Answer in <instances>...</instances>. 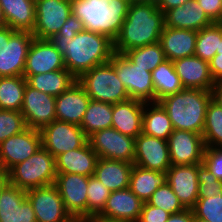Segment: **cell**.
Masks as SVG:
<instances>
[{
  "instance_id": "cell-59",
  "label": "cell",
  "mask_w": 222,
  "mask_h": 222,
  "mask_svg": "<svg viewBox=\"0 0 222 222\" xmlns=\"http://www.w3.org/2000/svg\"><path fill=\"white\" fill-rule=\"evenodd\" d=\"M68 222H80V219H77V218H72L70 221Z\"/></svg>"
},
{
  "instance_id": "cell-4",
  "label": "cell",
  "mask_w": 222,
  "mask_h": 222,
  "mask_svg": "<svg viewBox=\"0 0 222 222\" xmlns=\"http://www.w3.org/2000/svg\"><path fill=\"white\" fill-rule=\"evenodd\" d=\"M129 0H71V11L85 30L107 35L114 41L127 16Z\"/></svg>"
},
{
  "instance_id": "cell-18",
  "label": "cell",
  "mask_w": 222,
  "mask_h": 222,
  "mask_svg": "<svg viewBox=\"0 0 222 222\" xmlns=\"http://www.w3.org/2000/svg\"><path fill=\"white\" fill-rule=\"evenodd\" d=\"M66 69L63 56L49 39L33 38L28 49L23 76Z\"/></svg>"
},
{
  "instance_id": "cell-19",
  "label": "cell",
  "mask_w": 222,
  "mask_h": 222,
  "mask_svg": "<svg viewBox=\"0 0 222 222\" xmlns=\"http://www.w3.org/2000/svg\"><path fill=\"white\" fill-rule=\"evenodd\" d=\"M0 222H37L26 190L8 182L0 189Z\"/></svg>"
},
{
  "instance_id": "cell-56",
  "label": "cell",
  "mask_w": 222,
  "mask_h": 222,
  "mask_svg": "<svg viewBox=\"0 0 222 222\" xmlns=\"http://www.w3.org/2000/svg\"><path fill=\"white\" fill-rule=\"evenodd\" d=\"M5 26H6V21L4 19L2 8L0 6V28L5 27Z\"/></svg>"
},
{
  "instance_id": "cell-45",
  "label": "cell",
  "mask_w": 222,
  "mask_h": 222,
  "mask_svg": "<svg viewBox=\"0 0 222 222\" xmlns=\"http://www.w3.org/2000/svg\"><path fill=\"white\" fill-rule=\"evenodd\" d=\"M170 215L165 210L144 202L137 222H166Z\"/></svg>"
},
{
  "instance_id": "cell-40",
  "label": "cell",
  "mask_w": 222,
  "mask_h": 222,
  "mask_svg": "<svg viewBox=\"0 0 222 222\" xmlns=\"http://www.w3.org/2000/svg\"><path fill=\"white\" fill-rule=\"evenodd\" d=\"M194 216L207 222H222V194L212 197H198L192 208Z\"/></svg>"
},
{
  "instance_id": "cell-37",
  "label": "cell",
  "mask_w": 222,
  "mask_h": 222,
  "mask_svg": "<svg viewBox=\"0 0 222 222\" xmlns=\"http://www.w3.org/2000/svg\"><path fill=\"white\" fill-rule=\"evenodd\" d=\"M202 137L205 147H222V107L213 99L207 106Z\"/></svg>"
},
{
  "instance_id": "cell-35",
  "label": "cell",
  "mask_w": 222,
  "mask_h": 222,
  "mask_svg": "<svg viewBox=\"0 0 222 222\" xmlns=\"http://www.w3.org/2000/svg\"><path fill=\"white\" fill-rule=\"evenodd\" d=\"M26 84L23 76L0 77V109L21 111Z\"/></svg>"
},
{
  "instance_id": "cell-32",
  "label": "cell",
  "mask_w": 222,
  "mask_h": 222,
  "mask_svg": "<svg viewBox=\"0 0 222 222\" xmlns=\"http://www.w3.org/2000/svg\"><path fill=\"white\" fill-rule=\"evenodd\" d=\"M171 120L158 103H145L142 122V133L159 139L168 140L173 132Z\"/></svg>"
},
{
  "instance_id": "cell-17",
  "label": "cell",
  "mask_w": 222,
  "mask_h": 222,
  "mask_svg": "<svg viewBox=\"0 0 222 222\" xmlns=\"http://www.w3.org/2000/svg\"><path fill=\"white\" fill-rule=\"evenodd\" d=\"M134 165L145 169L167 172L171 167L168 140L139 134L135 138Z\"/></svg>"
},
{
  "instance_id": "cell-51",
  "label": "cell",
  "mask_w": 222,
  "mask_h": 222,
  "mask_svg": "<svg viewBox=\"0 0 222 222\" xmlns=\"http://www.w3.org/2000/svg\"><path fill=\"white\" fill-rule=\"evenodd\" d=\"M211 92L212 99L222 107V81L215 82Z\"/></svg>"
},
{
  "instance_id": "cell-9",
  "label": "cell",
  "mask_w": 222,
  "mask_h": 222,
  "mask_svg": "<svg viewBox=\"0 0 222 222\" xmlns=\"http://www.w3.org/2000/svg\"><path fill=\"white\" fill-rule=\"evenodd\" d=\"M42 147L54 157L82 147L88 140L80 125L54 120L40 130Z\"/></svg>"
},
{
  "instance_id": "cell-22",
  "label": "cell",
  "mask_w": 222,
  "mask_h": 222,
  "mask_svg": "<svg viewBox=\"0 0 222 222\" xmlns=\"http://www.w3.org/2000/svg\"><path fill=\"white\" fill-rule=\"evenodd\" d=\"M172 63L184 88L212 91L215 81L210 72L209 62L194 55Z\"/></svg>"
},
{
  "instance_id": "cell-6",
  "label": "cell",
  "mask_w": 222,
  "mask_h": 222,
  "mask_svg": "<svg viewBox=\"0 0 222 222\" xmlns=\"http://www.w3.org/2000/svg\"><path fill=\"white\" fill-rule=\"evenodd\" d=\"M77 82L83 87L91 100L116 104L130 99L110 61L83 73L77 79Z\"/></svg>"
},
{
  "instance_id": "cell-28",
  "label": "cell",
  "mask_w": 222,
  "mask_h": 222,
  "mask_svg": "<svg viewBox=\"0 0 222 222\" xmlns=\"http://www.w3.org/2000/svg\"><path fill=\"white\" fill-rule=\"evenodd\" d=\"M133 164L129 162L99 158L94 176L111 192L129 188Z\"/></svg>"
},
{
  "instance_id": "cell-5",
  "label": "cell",
  "mask_w": 222,
  "mask_h": 222,
  "mask_svg": "<svg viewBox=\"0 0 222 222\" xmlns=\"http://www.w3.org/2000/svg\"><path fill=\"white\" fill-rule=\"evenodd\" d=\"M57 176L55 157L41 147L25 161L7 171V182L20 189L52 185Z\"/></svg>"
},
{
  "instance_id": "cell-47",
  "label": "cell",
  "mask_w": 222,
  "mask_h": 222,
  "mask_svg": "<svg viewBox=\"0 0 222 222\" xmlns=\"http://www.w3.org/2000/svg\"><path fill=\"white\" fill-rule=\"evenodd\" d=\"M85 30L83 22L71 13L67 21L55 35H63L66 38H73L77 33Z\"/></svg>"
},
{
  "instance_id": "cell-14",
  "label": "cell",
  "mask_w": 222,
  "mask_h": 222,
  "mask_svg": "<svg viewBox=\"0 0 222 222\" xmlns=\"http://www.w3.org/2000/svg\"><path fill=\"white\" fill-rule=\"evenodd\" d=\"M88 176L57 173L54 185L64 202L65 209L72 218L87 217Z\"/></svg>"
},
{
  "instance_id": "cell-34",
  "label": "cell",
  "mask_w": 222,
  "mask_h": 222,
  "mask_svg": "<svg viewBox=\"0 0 222 222\" xmlns=\"http://www.w3.org/2000/svg\"><path fill=\"white\" fill-rule=\"evenodd\" d=\"M113 104L91 100L80 125L88 138L98 130L111 128Z\"/></svg>"
},
{
  "instance_id": "cell-12",
  "label": "cell",
  "mask_w": 222,
  "mask_h": 222,
  "mask_svg": "<svg viewBox=\"0 0 222 222\" xmlns=\"http://www.w3.org/2000/svg\"><path fill=\"white\" fill-rule=\"evenodd\" d=\"M42 147L40 130L27 127L0 143V165L8 171Z\"/></svg>"
},
{
  "instance_id": "cell-3",
  "label": "cell",
  "mask_w": 222,
  "mask_h": 222,
  "mask_svg": "<svg viewBox=\"0 0 222 222\" xmlns=\"http://www.w3.org/2000/svg\"><path fill=\"white\" fill-rule=\"evenodd\" d=\"M212 92L201 89L184 88L158 101L167 112L173 129L203 132L207 106Z\"/></svg>"
},
{
  "instance_id": "cell-10",
  "label": "cell",
  "mask_w": 222,
  "mask_h": 222,
  "mask_svg": "<svg viewBox=\"0 0 222 222\" xmlns=\"http://www.w3.org/2000/svg\"><path fill=\"white\" fill-rule=\"evenodd\" d=\"M71 0H35L34 38L50 39L71 15Z\"/></svg>"
},
{
  "instance_id": "cell-54",
  "label": "cell",
  "mask_w": 222,
  "mask_h": 222,
  "mask_svg": "<svg viewBox=\"0 0 222 222\" xmlns=\"http://www.w3.org/2000/svg\"><path fill=\"white\" fill-rule=\"evenodd\" d=\"M7 183V171L0 165V189Z\"/></svg>"
},
{
  "instance_id": "cell-1",
  "label": "cell",
  "mask_w": 222,
  "mask_h": 222,
  "mask_svg": "<svg viewBox=\"0 0 222 222\" xmlns=\"http://www.w3.org/2000/svg\"><path fill=\"white\" fill-rule=\"evenodd\" d=\"M49 40L63 56L65 68L76 79L93 67L109 62L114 53L112 39L88 30L73 38L54 35Z\"/></svg>"
},
{
  "instance_id": "cell-25",
  "label": "cell",
  "mask_w": 222,
  "mask_h": 222,
  "mask_svg": "<svg viewBox=\"0 0 222 222\" xmlns=\"http://www.w3.org/2000/svg\"><path fill=\"white\" fill-rule=\"evenodd\" d=\"M144 102L128 99L113 104L112 128L136 138L142 133Z\"/></svg>"
},
{
  "instance_id": "cell-50",
  "label": "cell",
  "mask_w": 222,
  "mask_h": 222,
  "mask_svg": "<svg viewBox=\"0 0 222 222\" xmlns=\"http://www.w3.org/2000/svg\"><path fill=\"white\" fill-rule=\"evenodd\" d=\"M188 1L191 0H158L156 5L157 8L160 9L165 14L168 10L183 5Z\"/></svg>"
},
{
  "instance_id": "cell-29",
  "label": "cell",
  "mask_w": 222,
  "mask_h": 222,
  "mask_svg": "<svg viewBox=\"0 0 222 222\" xmlns=\"http://www.w3.org/2000/svg\"><path fill=\"white\" fill-rule=\"evenodd\" d=\"M6 26L32 32L35 26V0H0Z\"/></svg>"
},
{
  "instance_id": "cell-48",
  "label": "cell",
  "mask_w": 222,
  "mask_h": 222,
  "mask_svg": "<svg viewBox=\"0 0 222 222\" xmlns=\"http://www.w3.org/2000/svg\"><path fill=\"white\" fill-rule=\"evenodd\" d=\"M209 67L214 81H222V54H216L209 61Z\"/></svg>"
},
{
  "instance_id": "cell-31",
  "label": "cell",
  "mask_w": 222,
  "mask_h": 222,
  "mask_svg": "<svg viewBox=\"0 0 222 222\" xmlns=\"http://www.w3.org/2000/svg\"><path fill=\"white\" fill-rule=\"evenodd\" d=\"M23 77L26 79L28 86L55 97L77 81L67 69Z\"/></svg>"
},
{
  "instance_id": "cell-57",
  "label": "cell",
  "mask_w": 222,
  "mask_h": 222,
  "mask_svg": "<svg viewBox=\"0 0 222 222\" xmlns=\"http://www.w3.org/2000/svg\"><path fill=\"white\" fill-rule=\"evenodd\" d=\"M216 54H222V39L219 40V46L216 49Z\"/></svg>"
},
{
  "instance_id": "cell-33",
  "label": "cell",
  "mask_w": 222,
  "mask_h": 222,
  "mask_svg": "<svg viewBox=\"0 0 222 222\" xmlns=\"http://www.w3.org/2000/svg\"><path fill=\"white\" fill-rule=\"evenodd\" d=\"M151 73L155 90V102L184 89L170 60H165L159 64Z\"/></svg>"
},
{
  "instance_id": "cell-42",
  "label": "cell",
  "mask_w": 222,
  "mask_h": 222,
  "mask_svg": "<svg viewBox=\"0 0 222 222\" xmlns=\"http://www.w3.org/2000/svg\"><path fill=\"white\" fill-rule=\"evenodd\" d=\"M27 128L20 111L0 109V143Z\"/></svg>"
},
{
  "instance_id": "cell-58",
  "label": "cell",
  "mask_w": 222,
  "mask_h": 222,
  "mask_svg": "<svg viewBox=\"0 0 222 222\" xmlns=\"http://www.w3.org/2000/svg\"><path fill=\"white\" fill-rule=\"evenodd\" d=\"M192 222H207V221L201 220V219L194 216Z\"/></svg>"
},
{
  "instance_id": "cell-53",
  "label": "cell",
  "mask_w": 222,
  "mask_h": 222,
  "mask_svg": "<svg viewBox=\"0 0 222 222\" xmlns=\"http://www.w3.org/2000/svg\"><path fill=\"white\" fill-rule=\"evenodd\" d=\"M15 31L8 26L0 28V55L4 49V39H9Z\"/></svg>"
},
{
  "instance_id": "cell-44",
  "label": "cell",
  "mask_w": 222,
  "mask_h": 222,
  "mask_svg": "<svg viewBox=\"0 0 222 222\" xmlns=\"http://www.w3.org/2000/svg\"><path fill=\"white\" fill-rule=\"evenodd\" d=\"M202 163L222 181V147H205Z\"/></svg>"
},
{
  "instance_id": "cell-46",
  "label": "cell",
  "mask_w": 222,
  "mask_h": 222,
  "mask_svg": "<svg viewBox=\"0 0 222 222\" xmlns=\"http://www.w3.org/2000/svg\"><path fill=\"white\" fill-rule=\"evenodd\" d=\"M208 18L215 23H222V0H197Z\"/></svg>"
},
{
  "instance_id": "cell-36",
  "label": "cell",
  "mask_w": 222,
  "mask_h": 222,
  "mask_svg": "<svg viewBox=\"0 0 222 222\" xmlns=\"http://www.w3.org/2000/svg\"><path fill=\"white\" fill-rule=\"evenodd\" d=\"M222 39V23L213 22L197 32L194 55L209 62L215 55Z\"/></svg>"
},
{
  "instance_id": "cell-49",
  "label": "cell",
  "mask_w": 222,
  "mask_h": 222,
  "mask_svg": "<svg viewBox=\"0 0 222 222\" xmlns=\"http://www.w3.org/2000/svg\"><path fill=\"white\" fill-rule=\"evenodd\" d=\"M193 217V210L186 208L178 213L171 214L166 222H192Z\"/></svg>"
},
{
  "instance_id": "cell-8",
  "label": "cell",
  "mask_w": 222,
  "mask_h": 222,
  "mask_svg": "<svg viewBox=\"0 0 222 222\" xmlns=\"http://www.w3.org/2000/svg\"><path fill=\"white\" fill-rule=\"evenodd\" d=\"M90 147L99 158L134 164L135 138L122 134L115 128L98 130L88 137Z\"/></svg>"
},
{
  "instance_id": "cell-43",
  "label": "cell",
  "mask_w": 222,
  "mask_h": 222,
  "mask_svg": "<svg viewBox=\"0 0 222 222\" xmlns=\"http://www.w3.org/2000/svg\"><path fill=\"white\" fill-rule=\"evenodd\" d=\"M198 174V197H212L222 194V181H219L207 168L202 164H197Z\"/></svg>"
},
{
  "instance_id": "cell-27",
  "label": "cell",
  "mask_w": 222,
  "mask_h": 222,
  "mask_svg": "<svg viewBox=\"0 0 222 222\" xmlns=\"http://www.w3.org/2000/svg\"><path fill=\"white\" fill-rule=\"evenodd\" d=\"M165 26L193 30L198 32L213 22L203 11L197 0H191L183 5L168 10L164 14Z\"/></svg>"
},
{
  "instance_id": "cell-39",
  "label": "cell",
  "mask_w": 222,
  "mask_h": 222,
  "mask_svg": "<svg viewBox=\"0 0 222 222\" xmlns=\"http://www.w3.org/2000/svg\"><path fill=\"white\" fill-rule=\"evenodd\" d=\"M110 190L94 175L89 176L87 187V216L99 214L106 205Z\"/></svg>"
},
{
  "instance_id": "cell-30",
  "label": "cell",
  "mask_w": 222,
  "mask_h": 222,
  "mask_svg": "<svg viewBox=\"0 0 222 222\" xmlns=\"http://www.w3.org/2000/svg\"><path fill=\"white\" fill-rule=\"evenodd\" d=\"M165 183H167L166 172L145 169L133 164L129 189L143 202H147L154 191Z\"/></svg>"
},
{
  "instance_id": "cell-26",
  "label": "cell",
  "mask_w": 222,
  "mask_h": 222,
  "mask_svg": "<svg viewBox=\"0 0 222 222\" xmlns=\"http://www.w3.org/2000/svg\"><path fill=\"white\" fill-rule=\"evenodd\" d=\"M197 32L164 26L159 43L167 60L194 56Z\"/></svg>"
},
{
  "instance_id": "cell-2",
  "label": "cell",
  "mask_w": 222,
  "mask_h": 222,
  "mask_svg": "<svg viewBox=\"0 0 222 222\" xmlns=\"http://www.w3.org/2000/svg\"><path fill=\"white\" fill-rule=\"evenodd\" d=\"M165 26L164 13L151 3H130L120 32L113 41L114 52L158 43Z\"/></svg>"
},
{
  "instance_id": "cell-15",
  "label": "cell",
  "mask_w": 222,
  "mask_h": 222,
  "mask_svg": "<svg viewBox=\"0 0 222 222\" xmlns=\"http://www.w3.org/2000/svg\"><path fill=\"white\" fill-rule=\"evenodd\" d=\"M168 146L171 165L202 164L205 144L201 134L174 129Z\"/></svg>"
},
{
  "instance_id": "cell-24",
  "label": "cell",
  "mask_w": 222,
  "mask_h": 222,
  "mask_svg": "<svg viewBox=\"0 0 222 222\" xmlns=\"http://www.w3.org/2000/svg\"><path fill=\"white\" fill-rule=\"evenodd\" d=\"M97 153L88 141L80 148L70 150L55 157L57 173L92 176L98 162Z\"/></svg>"
},
{
  "instance_id": "cell-21",
  "label": "cell",
  "mask_w": 222,
  "mask_h": 222,
  "mask_svg": "<svg viewBox=\"0 0 222 222\" xmlns=\"http://www.w3.org/2000/svg\"><path fill=\"white\" fill-rule=\"evenodd\" d=\"M90 97L76 81L56 97V120L81 125Z\"/></svg>"
},
{
  "instance_id": "cell-13",
  "label": "cell",
  "mask_w": 222,
  "mask_h": 222,
  "mask_svg": "<svg viewBox=\"0 0 222 222\" xmlns=\"http://www.w3.org/2000/svg\"><path fill=\"white\" fill-rule=\"evenodd\" d=\"M56 97L43 93L26 84L21 113L26 126L41 130L52 121L56 120Z\"/></svg>"
},
{
  "instance_id": "cell-16",
  "label": "cell",
  "mask_w": 222,
  "mask_h": 222,
  "mask_svg": "<svg viewBox=\"0 0 222 222\" xmlns=\"http://www.w3.org/2000/svg\"><path fill=\"white\" fill-rule=\"evenodd\" d=\"M34 38L29 31L16 30L9 39H4L0 55V77L23 76L28 49Z\"/></svg>"
},
{
  "instance_id": "cell-7",
  "label": "cell",
  "mask_w": 222,
  "mask_h": 222,
  "mask_svg": "<svg viewBox=\"0 0 222 222\" xmlns=\"http://www.w3.org/2000/svg\"><path fill=\"white\" fill-rule=\"evenodd\" d=\"M110 62L131 99L144 103L155 102L152 73L148 68L134 65L124 54L116 52L112 54Z\"/></svg>"
},
{
  "instance_id": "cell-52",
  "label": "cell",
  "mask_w": 222,
  "mask_h": 222,
  "mask_svg": "<svg viewBox=\"0 0 222 222\" xmlns=\"http://www.w3.org/2000/svg\"><path fill=\"white\" fill-rule=\"evenodd\" d=\"M80 222H127V221L109 219L99 214H96V215H90V216L84 217L80 220Z\"/></svg>"
},
{
  "instance_id": "cell-41",
  "label": "cell",
  "mask_w": 222,
  "mask_h": 222,
  "mask_svg": "<svg viewBox=\"0 0 222 222\" xmlns=\"http://www.w3.org/2000/svg\"><path fill=\"white\" fill-rule=\"evenodd\" d=\"M147 203L154 207L161 208L170 214L178 213L186 209L168 183L158 187L147 200Z\"/></svg>"
},
{
  "instance_id": "cell-38",
  "label": "cell",
  "mask_w": 222,
  "mask_h": 222,
  "mask_svg": "<svg viewBox=\"0 0 222 222\" xmlns=\"http://www.w3.org/2000/svg\"><path fill=\"white\" fill-rule=\"evenodd\" d=\"M134 65L148 68L153 71L159 64L163 63L166 59L161 44L155 43L145 45L143 47L127 50L123 53Z\"/></svg>"
},
{
  "instance_id": "cell-55",
  "label": "cell",
  "mask_w": 222,
  "mask_h": 222,
  "mask_svg": "<svg viewBox=\"0 0 222 222\" xmlns=\"http://www.w3.org/2000/svg\"><path fill=\"white\" fill-rule=\"evenodd\" d=\"M130 3H151L156 4L158 0H129Z\"/></svg>"
},
{
  "instance_id": "cell-23",
  "label": "cell",
  "mask_w": 222,
  "mask_h": 222,
  "mask_svg": "<svg viewBox=\"0 0 222 222\" xmlns=\"http://www.w3.org/2000/svg\"><path fill=\"white\" fill-rule=\"evenodd\" d=\"M143 204L129 188L112 191L99 215L109 219L137 222Z\"/></svg>"
},
{
  "instance_id": "cell-20",
  "label": "cell",
  "mask_w": 222,
  "mask_h": 222,
  "mask_svg": "<svg viewBox=\"0 0 222 222\" xmlns=\"http://www.w3.org/2000/svg\"><path fill=\"white\" fill-rule=\"evenodd\" d=\"M166 175L167 183L182 205L192 209L198 200L197 164L171 165Z\"/></svg>"
},
{
  "instance_id": "cell-11",
  "label": "cell",
  "mask_w": 222,
  "mask_h": 222,
  "mask_svg": "<svg viewBox=\"0 0 222 222\" xmlns=\"http://www.w3.org/2000/svg\"><path fill=\"white\" fill-rule=\"evenodd\" d=\"M26 196L37 222H68L72 219L54 184L26 190Z\"/></svg>"
}]
</instances>
